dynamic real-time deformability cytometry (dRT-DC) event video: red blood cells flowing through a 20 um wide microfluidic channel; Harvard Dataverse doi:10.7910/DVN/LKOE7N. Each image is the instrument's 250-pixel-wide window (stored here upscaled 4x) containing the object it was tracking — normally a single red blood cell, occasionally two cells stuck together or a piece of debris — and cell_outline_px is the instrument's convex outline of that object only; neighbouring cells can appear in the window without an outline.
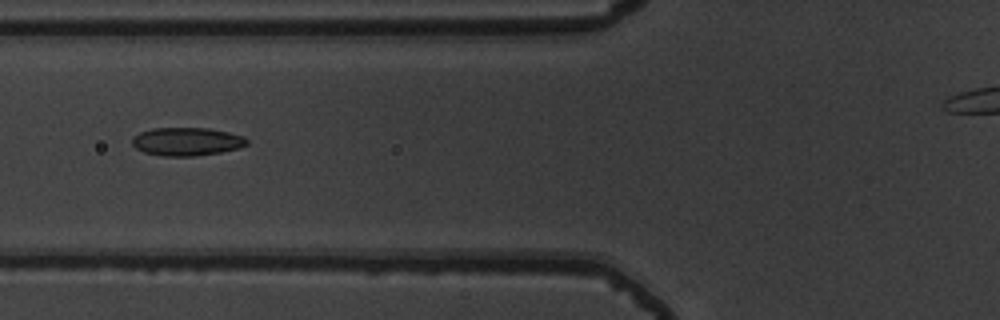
{"species": "common noctule bat (a hibernating species)", "species_latin": "Nyctalus noctula", "temperature_condition": "warm", "stored_images_in_passage": 53, "camera_frame_rate_fps": 3000, "um_per_image_px": 0.085, "animal": {"sex": "male", "body_mass_g": 19.5, "forearm_length_mm": 54.6}, "frame": {"image": 1, "passage_image": 23, "time_ms": 7.333, "image_size_px": [1000, 320], "cell_outline_px": [[248, 144], [240, 148], [220, 152], [192, 156], [160, 156], [144, 152], [136, 148], [132, 144], [132, 136], [140, 132], [152, 128], [208, 128], [228, 132], [244, 136], [248, 140]], "centroid_in_image_um": [15.87, 12.03], "position_along_channel_um": 109.9, "area_um2": 18.96}}
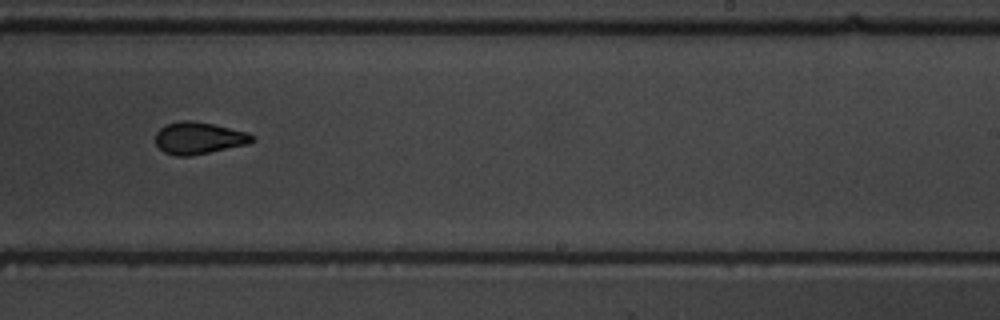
{"frame": {"image": 2, "passage_image": 36, "time_ms": 11.667, "image_size_px": [1000, 320], "cell_outline_px": [[256, 140], [248, 144], [192, 156], [176, 156], [164, 152], [156, 144], [156, 132], [164, 124], [180, 120], [192, 120], [216, 124], [248, 132]], "centroid_in_image_um": [16.9, 11.72], "position_along_channel_um": 272.1, "area_um2": 18.32}}
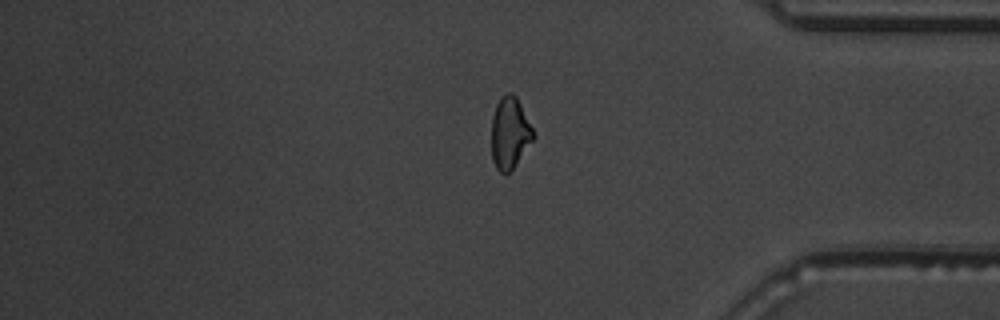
{"frame": {"image": 3, "passage_image": 47, "time_ms": 15.333, "image_size_px": [1000, 320], "cell_outline_px": [[536, 136], [512, 168], [504, 176], [496, 168], [492, 160], [492, 116], [496, 104], [500, 96], [508, 92], [512, 92], [516, 96]], "centroid_in_image_um": [43.31, 11.29], "position_along_channel_um": 391.9, "area_um2": 17.34}, "authors_computed_cell_mechanics": {"area_um2": 18.3804, "velocity_mm_per_s": 3.7446, "shape_relaxation_time_tau1_ms": 6.9981, "shape_relaxation_time_tau2_ms": 1.6376, "deformation_change_tau1": 0.1784, "deformation_change_tau2": 0.0691}}